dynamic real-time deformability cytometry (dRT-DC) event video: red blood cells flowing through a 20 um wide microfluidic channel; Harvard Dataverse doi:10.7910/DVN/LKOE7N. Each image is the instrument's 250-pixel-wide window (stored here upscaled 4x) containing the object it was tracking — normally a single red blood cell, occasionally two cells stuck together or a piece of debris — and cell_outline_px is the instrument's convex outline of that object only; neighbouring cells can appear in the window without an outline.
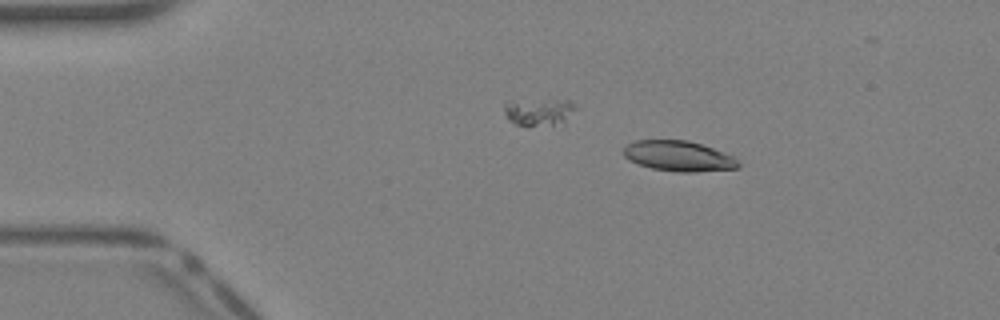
{"species": "Egyptian fruit bat (a non-hibernating species)", "species_latin": "Rousettus aegyptiacus", "temperature_condition": "warm", "stored_images_in_passage": 34, "camera_frame_rate_fps": 3000, "um_per_image_px": 0.085, "animal": {"sex": "female"}, "frame": {"image": 1, "passage_image": 3, "time_ms": 0.667, "image_size_px": [1000, 320], "cell_outline_px": [[740, 168], [696, 172], [676, 172], [652, 168], [628, 160], [624, 156], [624, 148], [628, 144], [636, 140], [688, 140], [712, 148], [732, 156], [740, 164]], "centroid_in_image_um": [57.68, 13.27], "position_along_channel_um": 27.3, "area_um2": 20.17}}
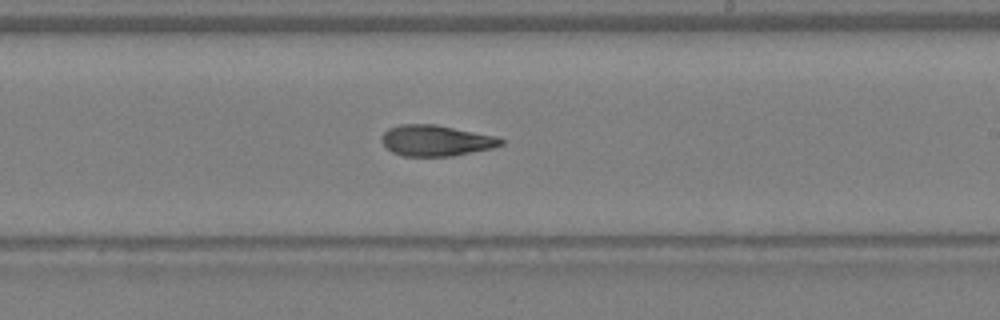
{"frame": {"image": 2, "passage_image": 20, "time_ms": 6.333, "image_size_px": [1000, 320], "cell_outline_px": [[504, 144], [492, 148], [452, 156], [404, 156], [392, 152], [380, 140], [380, 136], [388, 128], [400, 124], [436, 124], [500, 136], [504, 140]], "centroid_in_image_um": [37.09, 11.93], "position_along_channel_um": 251.9, "area_um2": 21.79}}
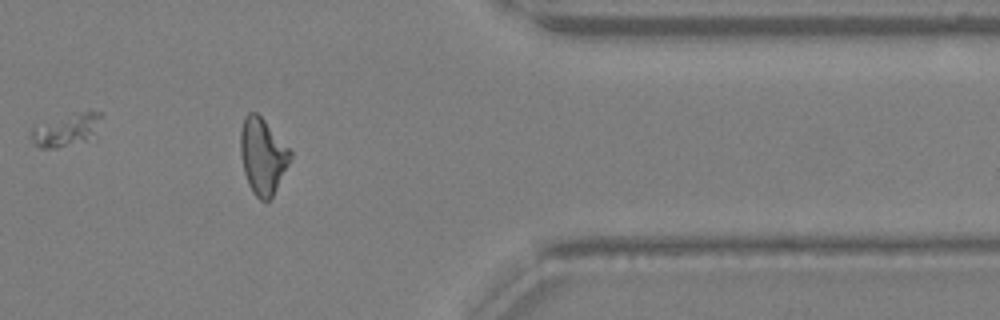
{"frame": {"image": 3, "passage_image": 29, "time_ms": 9.333, "image_size_px": [1000, 320], "cell_outline_px": [[292, 156], [272, 196], [268, 200], [260, 200], [252, 192], [248, 184], [244, 172], [240, 156], [240, 128], [244, 116], [248, 112], [256, 112], [264, 120], [292, 152]], "centroid_in_image_um": [22.29, 13.24], "position_along_channel_um": 389.1, "area_um2": 21.85}}